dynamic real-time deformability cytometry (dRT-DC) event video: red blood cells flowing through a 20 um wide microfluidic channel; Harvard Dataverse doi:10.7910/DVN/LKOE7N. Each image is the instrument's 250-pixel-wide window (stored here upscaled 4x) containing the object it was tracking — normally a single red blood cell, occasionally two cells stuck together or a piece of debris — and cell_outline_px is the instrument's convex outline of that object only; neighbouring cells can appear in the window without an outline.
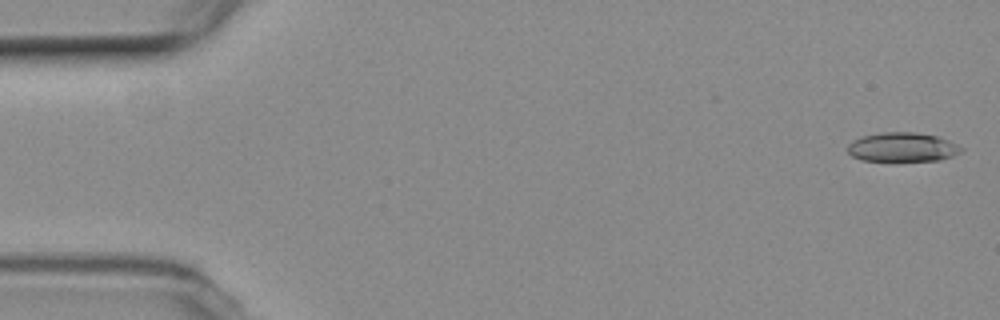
{"species": "common noctule bat (a hibernating species)", "species_latin": "Nyctalus noctula", "temperature_condition": "room temperature", "stored_images_in_passage": 10, "camera_frame_rate_fps": 3000, "um_per_image_px": 0.085, "animal": {"sex": "female", "body_mass_g": 19.3, "forearm_length_mm": 54.1}, "frame": {"image": 1, "passage_image": 1, "time_ms": 0.0, "image_size_px": [1000, 320], "cell_outline_px": [[964, 148], [960, 152], [952, 156], [940, 160], [896, 164], [860, 160], [852, 156], [848, 152], [848, 144], [852, 140], [864, 136], [880, 132], [916, 132], [936, 136], [948, 140]], "centroid_in_image_um": [76.67, 12.57], "position_along_channel_um": 8.3, "area_um2": 20.29}}